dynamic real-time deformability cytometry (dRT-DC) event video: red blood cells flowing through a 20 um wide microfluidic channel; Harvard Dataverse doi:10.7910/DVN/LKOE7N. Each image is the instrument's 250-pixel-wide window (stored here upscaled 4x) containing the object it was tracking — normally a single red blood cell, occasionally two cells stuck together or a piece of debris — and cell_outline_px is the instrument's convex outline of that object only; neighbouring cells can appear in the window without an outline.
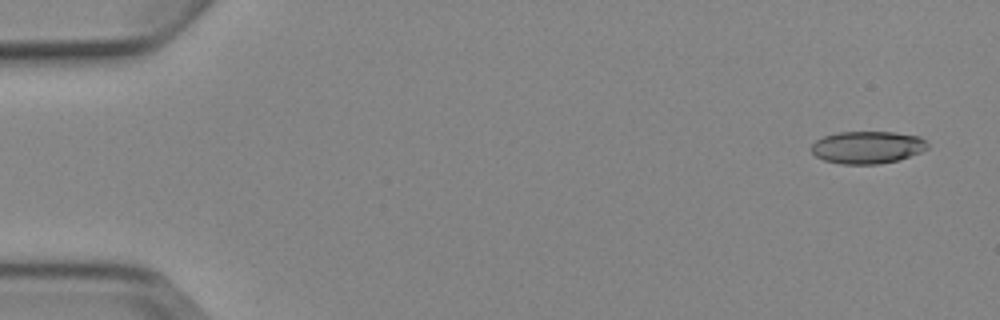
{"species": "Egyptian fruit bat (a non-hibernating species)", "species_latin": "Rousettus aegyptiacus", "temperature_condition": "cold", "stored_images_in_passage": 6, "camera_frame_rate_fps": 3000, "um_per_image_px": 0.085, "animal": {"sex": "female"}, "frame": {"image": 1, "passage_image": 1, "time_ms": 0.0, "image_size_px": [1000, 320], "cell_outline_px": [[928, 148], [920, 152], [896, 160], [880, 164], [840, 164], [824, 160], [816, 156], [812, 152], [812, 144], [816, 140], [824, 136], [840, 132], [896, 132], [920, 136], [928, 144]], "centroid_in_image_um": [73.73, 12.52], "position_along_channel_um": 11.3, "area_um2": 21.85}}
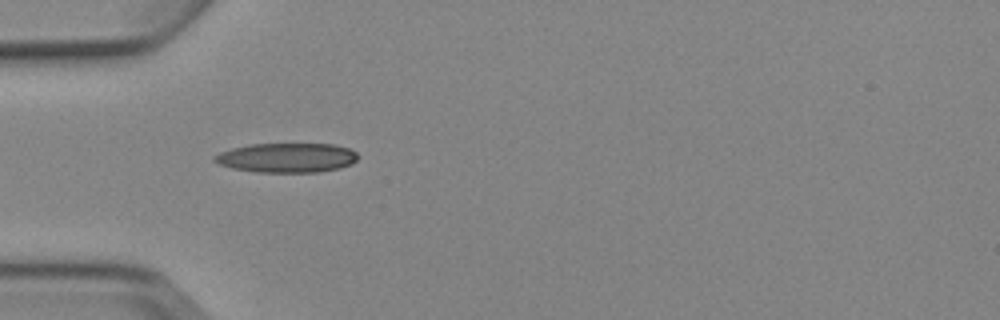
{"frame": {"image": 2, "passage_image": 5, "time_ms": 4.667, "image_size_px": [1000, 320], "cell_outline_px": [[356, 160], [352, 164], [340, 168], [320, 172], [256, 172], [232, 168], [220, 164], [212, 160], [212, 156], [220, 152], [232, 148], [252, 144], [332, 144], [348, 148], [356, 152]], "centroid_in_image_um": [24.36, 13.41], "position_along_channel_um": 60.6, "area_um2": 24.62}}
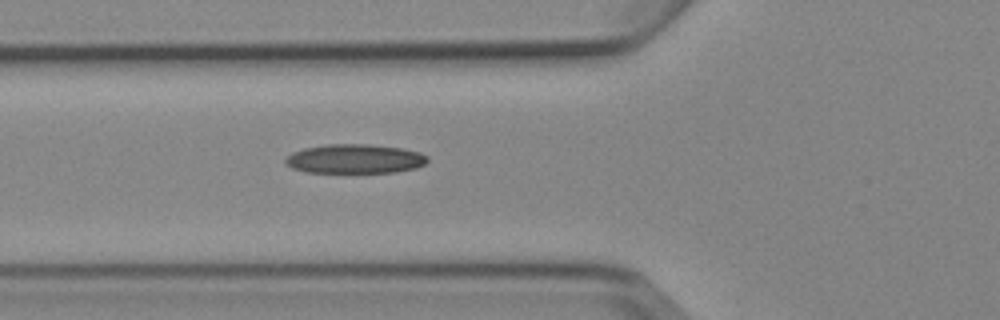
{"frame": {"image": 3, "passage_image": 6, "time_ms": 5.667, "image_size_px": [1000, 320], "cell_outline_px": [[428, 160], [424, 164], [416, 168], [396, 172], [308, 172], [292, 168], [284, 164], [284, 160], [292, 152], [304, 148], [328, 144], [368, 144], [400, 148], [420, 152], [428, 156]], "centroid_in_image_um": [30.15, 13.5], "position_along_channel_um": 95.6, "area_um2": 24.16}}